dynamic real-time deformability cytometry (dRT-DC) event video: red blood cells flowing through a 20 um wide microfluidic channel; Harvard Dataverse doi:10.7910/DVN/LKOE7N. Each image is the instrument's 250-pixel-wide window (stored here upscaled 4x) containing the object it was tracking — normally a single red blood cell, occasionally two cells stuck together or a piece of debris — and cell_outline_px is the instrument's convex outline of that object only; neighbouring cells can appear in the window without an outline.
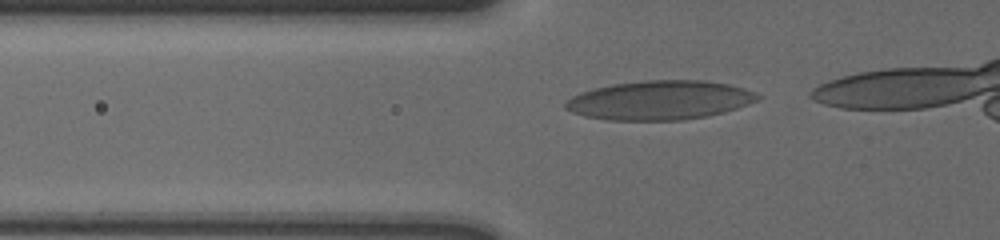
{"species": "human", "species_latin": "Homo sapiens", "temperature_condition": "cold", "stored_images_in_passage": 32, "camera_frame_rate_fps": 3000, "um_per_image_px": 0.085, "donor": {"sex": "male"}, "frame": {"image": 1, "passage_image": 2, "time_ms": 0.333, "image_size_px": [1000, 240], "cell_outline_px": [[760, 100], [724, 112], [708, 116], [684, 120], [608, 120], [584, 116], [572, 112], [564, 108], [564, 100], [580, 92], [592, 88], [612, 84], [644, 80], [704, 80], [728, 84], [744, 88], [756, 92], [760, 96]], "centroid_in_image_um": [56.06, 8.51], "position_along_channel_um": 69.7, "area_um2": 44.16}}
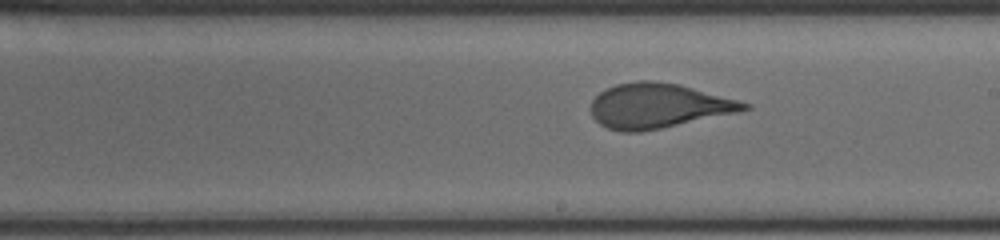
{"frame": {"image": 2, "passage_image": 16, "time_ms": 5.0, "image_size_px": [1000, 240], "cell_outline_px": [[752, 108], [740, 112], [640, 132], [620, 132], [608, 128], [600, 124], [592, 116], [592, 100], [604, 88], [616, 84], [636, 80], [652, 80], [676, 84], [740, 100], [752, 104]], "centroid_in_image_um": [55.96, 8.99], "position_along_channel_um": 233.0, "area_um2": 39.94}}
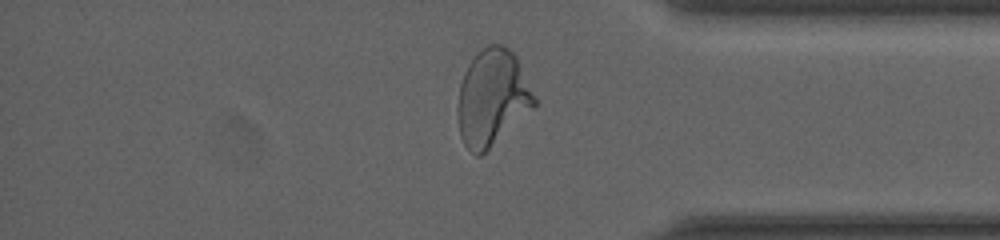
{"frame": {"image": 3, "passage_image": 30, "time_ms": 9.667, "image_size_px": [1000, 240], "cell_outline_px": [[536, 104], [532, 108], [480, 156], [476, 156], [464, 144], [460, 136], [456, 112], [456, 108], [460, 84], [464, 72], [468, 64], [488, 44], [500, 44], [508, 48], [516, 56], [536, 100]], "centroid_in_image_um": [41.79, 8.31], "position_along_channel_um": 393.4, "area_um2": 42.25}}